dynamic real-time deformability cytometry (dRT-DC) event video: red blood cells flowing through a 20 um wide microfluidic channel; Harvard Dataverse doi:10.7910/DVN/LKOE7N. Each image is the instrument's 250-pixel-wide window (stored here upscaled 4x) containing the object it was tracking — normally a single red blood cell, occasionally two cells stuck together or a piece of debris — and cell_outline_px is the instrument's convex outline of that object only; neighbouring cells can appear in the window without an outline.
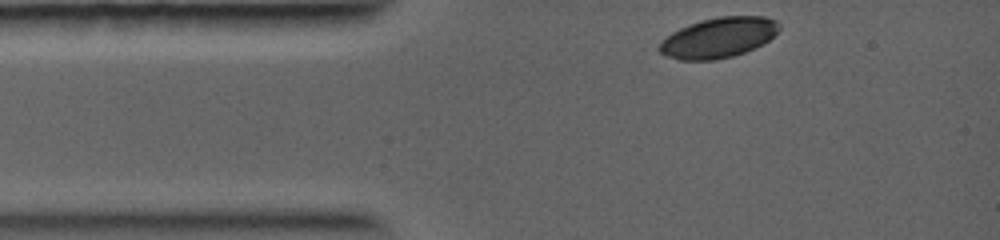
{"species": "common noctule bat (a hibernating species)", "species_latin": "Nyctalus noctula", "temperature_condition": "warm", "stored_images_in_passage": 11, "camera_frame_rate_fps": 5000, "um_per_image_px": 0.085, "animal": {"sex": "female", "body_mass_g": 19.0, "forearm_length_mm": 56.7}, "frame": {"image": 1, "passage_image": 1, "time_ms": 0.0, "image_size_px": [1000, 240], "cell_outline_px": [[780, 28], [764, 44], [744, 52], [732, 56], [716, 60], [680, 60], [668, 56], [660, 52], [656, 48], [660, 40], [672, 32], [680, 28], [700, 20], [720, 16], [764, 16], [776, 20], [780, 24]], "centroid_in_image_um": [61.05, 3.2], "position_along_channel_um": 24.0, "area_um2": 28.21}}